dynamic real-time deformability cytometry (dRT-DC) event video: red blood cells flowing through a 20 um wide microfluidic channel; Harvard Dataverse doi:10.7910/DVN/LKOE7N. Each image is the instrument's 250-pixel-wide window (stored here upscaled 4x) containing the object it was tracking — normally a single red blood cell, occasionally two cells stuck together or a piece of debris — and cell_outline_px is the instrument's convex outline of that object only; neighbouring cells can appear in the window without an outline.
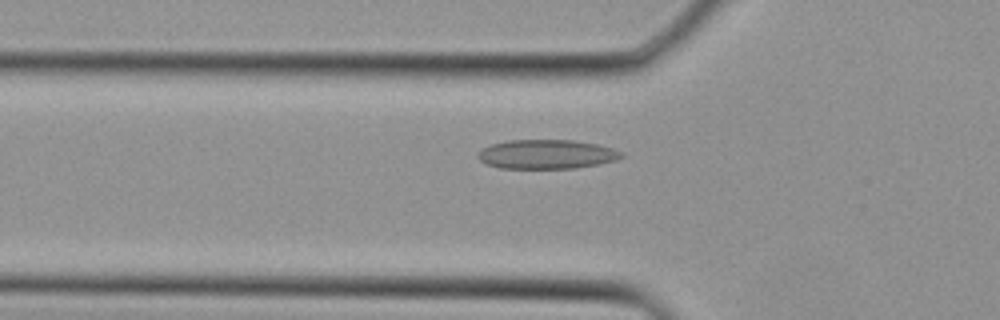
{"species": "Egyptian fruit bat (a non-hibernating species)", "species_latin": "Rousettus aegyptiacus", "temperature_condition": "cold", "stored_images_in_passage": 35, "camera_frame_rate_fps": 3000, "um_per_image_px": 0.085, "animal": {"sex": "female"}, "frame": {"image": 1, "passage_image": 11, "time_ms": 3.333, "image_size_px": [1000, 320], "cell_outline_px": [[624, 156], [616, 160], [600, 164], [576, 168], [500, 168], [488, 164], [480, 160], [476, 156], [476, 152], [492, 144], [508, 140], [572, 140], [596, 144], [612, 148], [624, 152]], "centroid_in_image_um": [46.48, 13.11], "position_along_channel_um": 79.3, "area_um2": 24.45}}
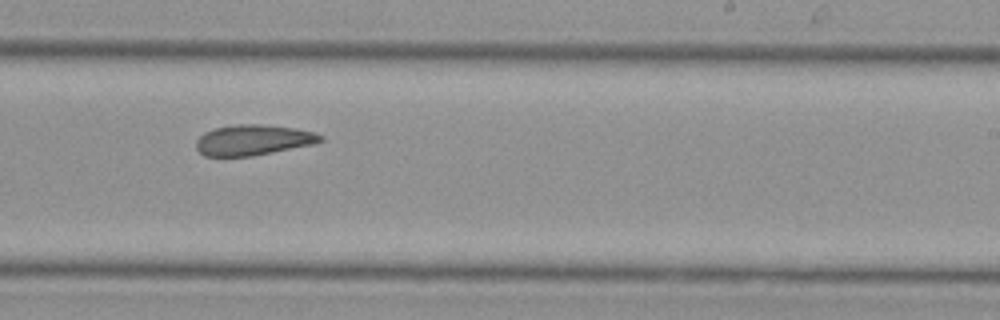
{"frame": {"image": 2, "passage_image": 21, "time_ms": 6.667, "image_size_px": [1000, 320], "cell_outline_px": [[324, 140], [316, 144], [252, 156], [204, 156], [196, 148], [196, 140], [204, 132], [212, 128], [236, 124], [260, 124], [296, 128], [316, 132], [324, 136]], "centroid_in_image_um": [21.55, 11.89], "position_along_channel_um": 267.4, "area_um2": 22.43}}
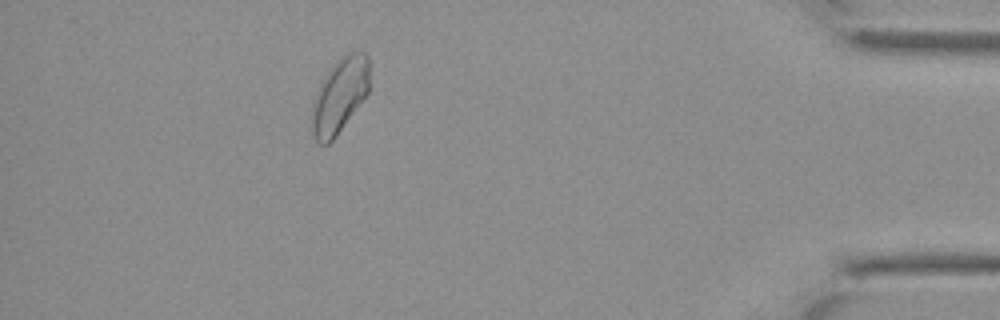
{"frame": {"image": 3, "passage_image": 31, "time_ms": 10.0, "image_size_px": [1000, 320], "cell_outline_px": [[368, 92], [336, 136], [328, 144], [320, 144], [312, 136], [308, 124], [312, 100], [324, 76], [348, 52], [364, 52], [368, 56]], "centroid_in_image_um": [28.79, 8.2], "position_along_channel_um": 406.4, "area_um2": 25.09}}